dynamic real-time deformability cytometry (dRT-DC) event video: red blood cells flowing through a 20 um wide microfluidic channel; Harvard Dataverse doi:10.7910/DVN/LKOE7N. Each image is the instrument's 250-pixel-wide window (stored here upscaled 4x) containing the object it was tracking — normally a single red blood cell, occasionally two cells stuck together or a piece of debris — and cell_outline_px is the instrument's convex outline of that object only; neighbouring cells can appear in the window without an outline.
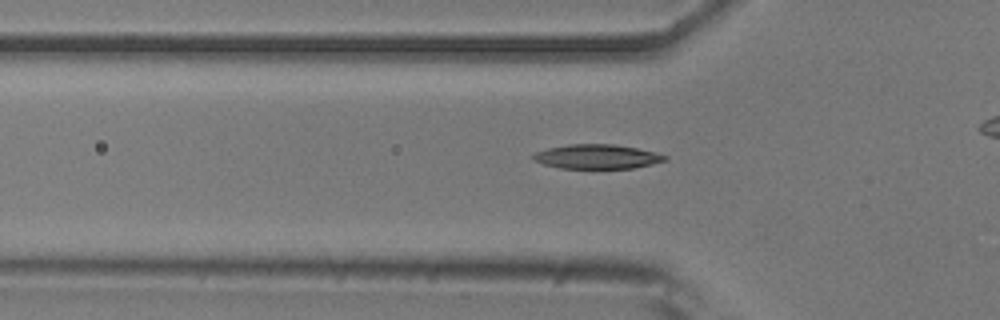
{"species": "common noctule bat (a hibernating species)", "species_latin": "Nyctalus noctula", "temperature_condition": "room temperature", "stored_images_in_passage": 45, "camera_frame_rate_fps": 3000, "um_per_image_px": 0.085, "animal": {"sex": "male", "body_mass_g": 20.5, "forearm_length_mm": 52.5}, "frame": {"image": 1, "passage_image": 18, "time_ms": 5.667, "image_size_px": [1000, 320], "cell_outline_px": [[668, 160], [652, 164], [632, 168], [560, 168], [544, 164], [532, 160], [532, 156], [536, 152], [548, 148], [568, 144], [616, 144], [656, 152], [668, 156]], "centroid_in_image_um": [50.77, 13.31], "position_along_channel_um": 75.0, "area_um2": 18.73}}
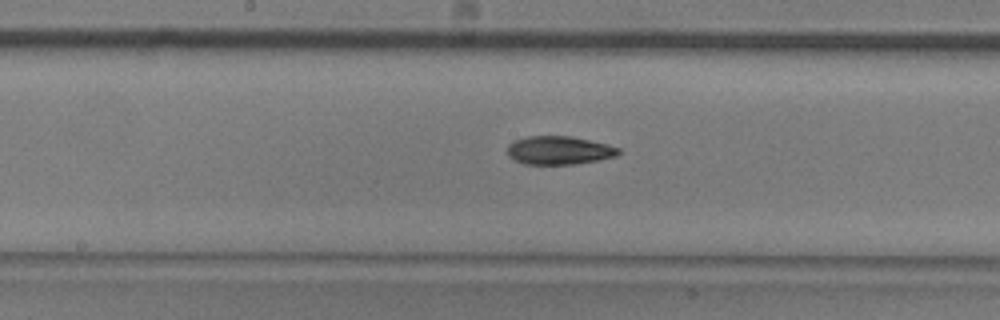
{"frame": {"image": 2, "passage_image": 28, "time_ms": 9.0, "image_size_px": [1000, 320], "cell_outline_px": [[620, 152], [616, 156], [596, 160], [572, 164], [524, 164], [508, 156], [508, 144], [512, 140], [528, 136], [572, 136], [620, 148]], "centroid_in_image_um": [47.47, 12.77], "position_along_channel_um": 200.7, "area_um2": 18.21}}
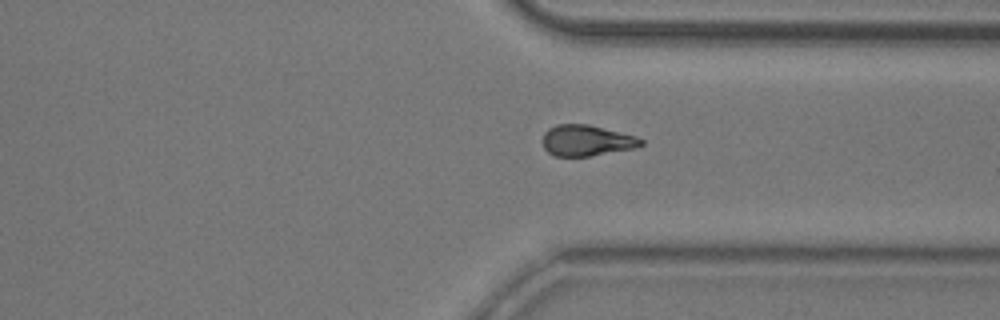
{"frame": {"image": 3, "passage_image": 41, "time_ms": 13.333, "image_size_px": [1000, 320], "cell_outline_px": [[644, 144], [632, 148], [588, 156], [556, 156], [548, 152], [544, 148], [544, 132], [548, 128], [556, 124], [588, 124], [636, 136], [644, 140]], "centroid_in_image_um": [49.84, 11.93], "position_along_channel_um": 361.6, "area_um2": 17.51}}